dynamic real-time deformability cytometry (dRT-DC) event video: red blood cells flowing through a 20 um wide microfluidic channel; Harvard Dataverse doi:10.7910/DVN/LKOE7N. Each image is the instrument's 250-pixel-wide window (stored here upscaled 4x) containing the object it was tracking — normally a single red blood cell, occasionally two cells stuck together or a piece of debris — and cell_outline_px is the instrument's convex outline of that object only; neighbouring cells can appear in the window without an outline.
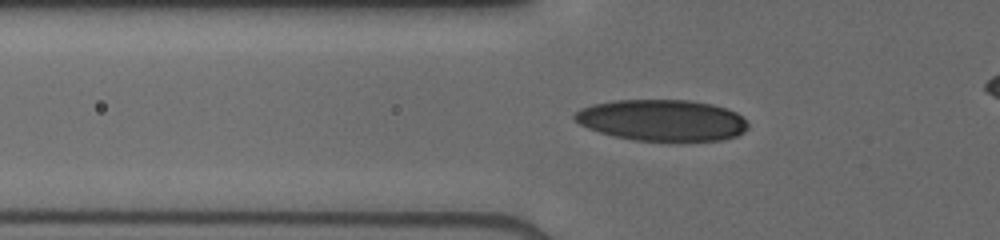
{"species": "human", "species_latin": "Homo sapiens", "temperature_condition": "cold", "stored_images_in_passage": 37, "camera_frame_rate_fps": 3000, "um_per_image_px": 0.085, "donor": {"sex": "male"}, "frame": {"image": 1, "passage_image": 8, "time_ms": 2.333, "image_size_px": [1000, 240], "cell_outline_px": [[748, 128], [744, 132], [736, 136], [720, 140], [632, 140], [612, 136], [588, 128], [580, 124], [572, 116], [580, 108], [592, 104], [616, 100], [688, 100], [712, 104], [728, 108], [736, 112], [748, 124]], "centroid_in_image_um": [56.26, 10.21], "position_along_channel_um": 69.5, "area_um2": 41.62}}
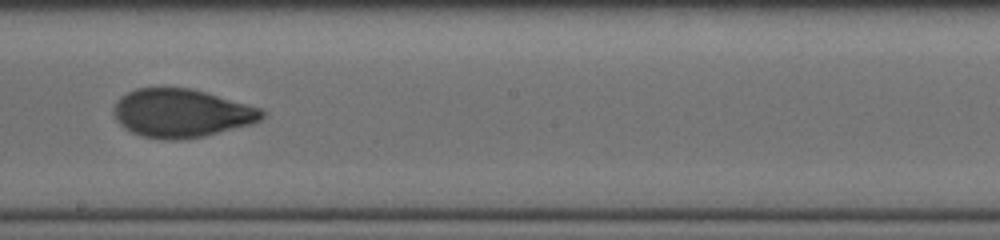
{"frame": {"image": 2, "passage_image": 20, "time_ms": 6.333, "image_size_px": [1000, 240], "cell_outline_px": [[264, 116], [260, 120], [252, 124], [204, 136], [180, 140], [164, 140], [140, 136], [124, 128], [116, 120], [112, 112], [112, 108], [116, 100], [120, 96], [136, 88], [188, 88], [204, 92], [260, 108], [264, 112]], "centroid_in_image_um": [15.36, 9.63], "position_along_channel_um": 232.8, "area_um2": 41.79}}
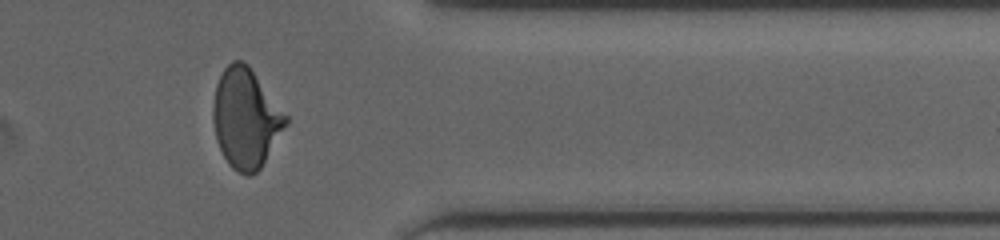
{"frame": {"image": 3, "passage_image": 32, "time_ms": 10.333, "image_size_px": [1000, 240], "cell_outline_px": [[288, 124], [260, 168], [256, 172], [248, 176], [232, 168], [228, 164], [216, 140], [212, 120], [212, 104], [216, 84], [224, 68], [232, 60], [244, 60], [248, 64], [288, 116]], "centroid_in_image_um": [20.88, 10.03], "position_along_channel_um": 390.5, "area_um2": 42.31}}